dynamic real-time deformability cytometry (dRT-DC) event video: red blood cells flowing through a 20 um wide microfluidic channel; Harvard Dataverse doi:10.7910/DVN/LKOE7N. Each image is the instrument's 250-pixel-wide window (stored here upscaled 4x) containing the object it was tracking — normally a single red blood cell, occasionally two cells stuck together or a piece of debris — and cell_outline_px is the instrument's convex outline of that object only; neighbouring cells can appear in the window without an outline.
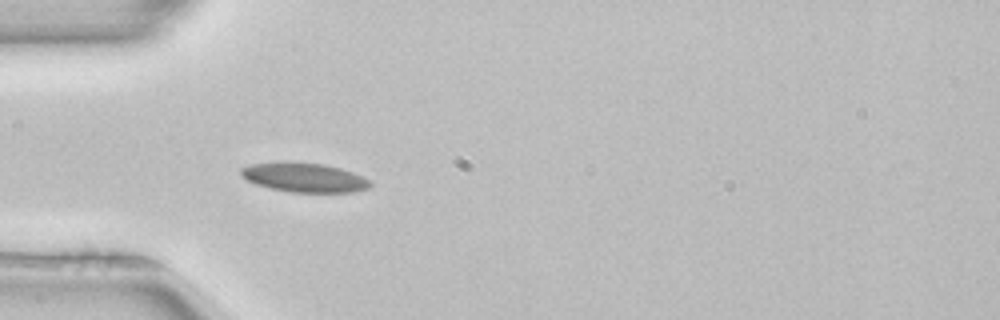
{"species": "common noctule bat (a hibernating species)", "species_latin": "Nyctalus noctula", "temperature_condition": "room temperature", "stored_images_in_passage": 28, "camera_frame_rate_fps": 3000, "um_per_image_px": 0.085, "animal": {"sex": "female", "body_mass_g": 22.7, "forearm_length_mm": 54.2}, "frame": {"image": 1, "passage_image": 5, "time_ms": 1.333, "image_size_px": [1000, 320], "cell_outline_px": [[372, 184], [368, 188], [352, 192], [288, 192], [256, 184], [248, 180], [240, 172], [240, 168], [248, 164], [280, 160], [324, 164], [340, 168], [352, 172], [368, 180]], "centroid_in_image_um": [25.81, 15.06], "position_along_channel_um": 59.2, "area_um2": 22.2}}